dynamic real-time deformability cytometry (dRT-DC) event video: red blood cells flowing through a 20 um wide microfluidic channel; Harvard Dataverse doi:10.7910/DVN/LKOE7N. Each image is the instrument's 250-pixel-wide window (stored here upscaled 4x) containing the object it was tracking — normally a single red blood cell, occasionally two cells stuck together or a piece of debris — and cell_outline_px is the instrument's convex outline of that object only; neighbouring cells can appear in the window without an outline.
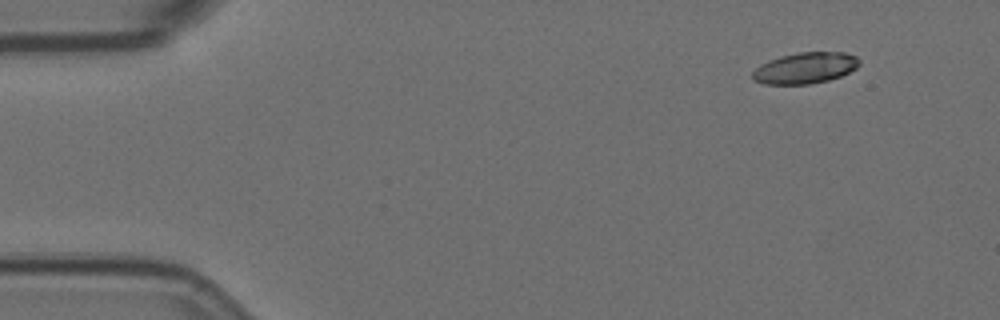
{"species": "Egyptian fruit bat (a non-hibernating species)", "species_latin": "Rousettus aegyptiacus", "temperature_condition": "room temperature", "stored_images_in_passage": 4, "camera_frame_rate_fps": 3000, "um_per_image_px": 0.085, "animal": {"sex": "female"}, "frame": {"image": 1, "passage_image": 1, "time_ms": 0.0, "image_size_px": [1000, 320], "cell_outline_px": [[860, 64], [856, 68], [840, 76], [828, 80], [808, 84], [764, 84], [752, 80], [752, 72], [760, 64], [768, 60], [780, 56], [800, 52], [844, 52], [856, 56], [860, 60]], "centroid_in_image_um": [68.42, 5.77], "position_along_channel_um": 16.6, "area_um2": 19.42}}
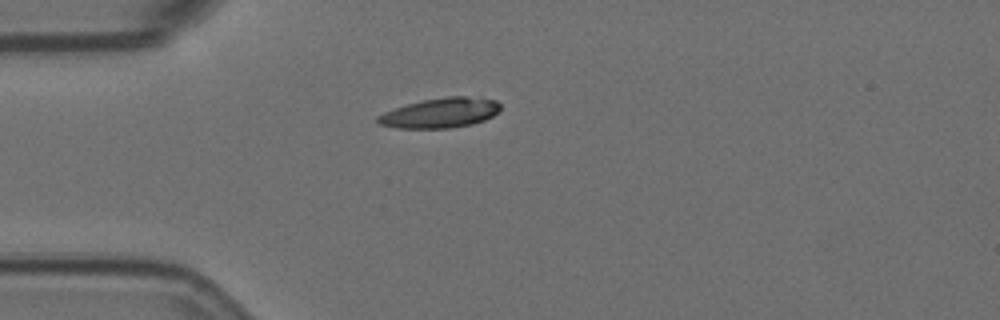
{"frame": {"image": 2, "passage_image": 4, "time_ms": 1.0, "image_size_px": [1000, 320], "cell_outline_px": [[500, 112], [484, 120], [472, 124], [452, 128], [396, 128], [380, 124], [376, 120], [376, 116], [384, 112], [408, 104], [424, 100], [448, 96], [480, 96], [496, 100], [500, 104]], "centroid_in_image_um": [37.48, 9.59], "position_along_channel_um": 47.5, "area_um2": 21.5}}